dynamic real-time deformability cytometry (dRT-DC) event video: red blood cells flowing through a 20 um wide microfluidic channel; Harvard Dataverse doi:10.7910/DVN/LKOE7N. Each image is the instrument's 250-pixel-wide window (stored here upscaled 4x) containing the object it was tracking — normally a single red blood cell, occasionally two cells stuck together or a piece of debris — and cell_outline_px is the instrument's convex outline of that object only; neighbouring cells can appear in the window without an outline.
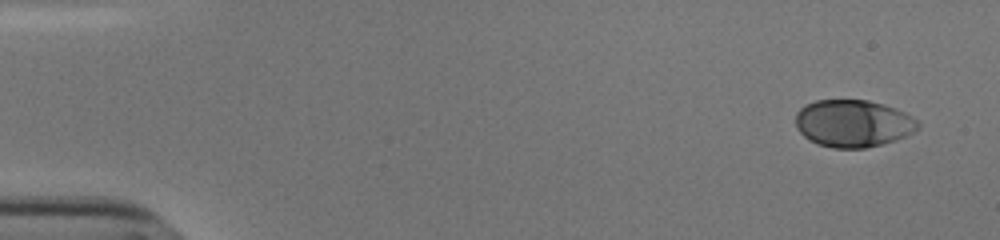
{"species": "human", "species_latin": "Homo sapiens", "temperature_condition": "cold", "stored_images_in_passage": 52, "camera_frame_rate_fps": 3000, "um_per_image_px": 0.085, "donor": {"sex": "male"}, "frame": {"image": 1, "passage_image": 1, "time_ms": 0.0, "image_size_px": [1000, 240], "cell_outline_px": [[920, 128], [896, 140], [864, 148], [832, 148], [816, 144], [808, 140], [796, 128], [796, 112], [800, 108], [816, 100], [868, 100], [884, 104], [904, 112], [916, 120], [920, 124]], "centroid_in_image_um": [72.49, 10.49], "position_along_channel_um": 12.5, "area_um2": 33.7}}
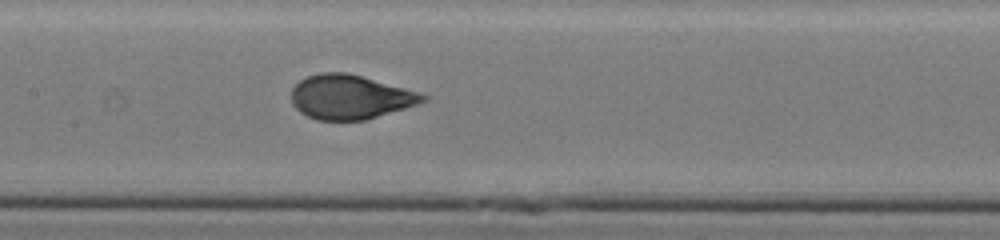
{"frame": {"image": 2, "passage_image": 25, "time_ms": 8.0, "image_size_px": [1000, 240], "cell_outline_px": [[428, 100], [404, 108], [364, 120], [316, 120], [300, 112], [292, 104], [292, 88], [300, 80], [308, 76], [320, 72], [344, 72], [360, 76], [404, 88], [428, 96]], "centroid_in_image_um": [29.71, 8.25], "position_along_channel_um": 177.7, "area_um2": 33.41}}
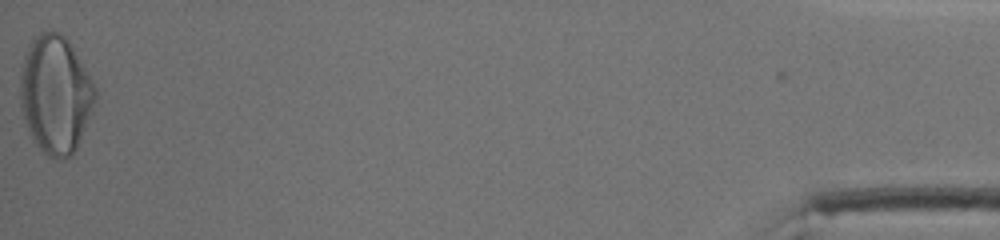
{"frame": {"image": 3, "passage_image": 52, "time_ms": 17.0, "image_size_px": [1000, 240], "cell_outline_px": [[96, 100], [92, 112], [76, 148], [72, 156], [64, 160], [60, 160], [48, 156], [36, 144], [24, 120], [20, 104], [20, 76], [24, 56], [32, 40], [36, 36], [44, 32], [60, 32], [68, 40], [92, 80], [96, 88]], "centroid_in_image_um": [4.72, 8.06], "position_along_channel_um": 430.5, "area_um2": 51.27}, "authors_computed_cell_mechanics": {"area_um2": 34.2176, "velocity_mm_per_s": 3.824, "shape_relaxation_time_tau1_ms": 5.193, "shape_relaxation_time_tau2_ms": null, "deformation_change_tau1": 0.1966, "deformation_change_tau2": null}}